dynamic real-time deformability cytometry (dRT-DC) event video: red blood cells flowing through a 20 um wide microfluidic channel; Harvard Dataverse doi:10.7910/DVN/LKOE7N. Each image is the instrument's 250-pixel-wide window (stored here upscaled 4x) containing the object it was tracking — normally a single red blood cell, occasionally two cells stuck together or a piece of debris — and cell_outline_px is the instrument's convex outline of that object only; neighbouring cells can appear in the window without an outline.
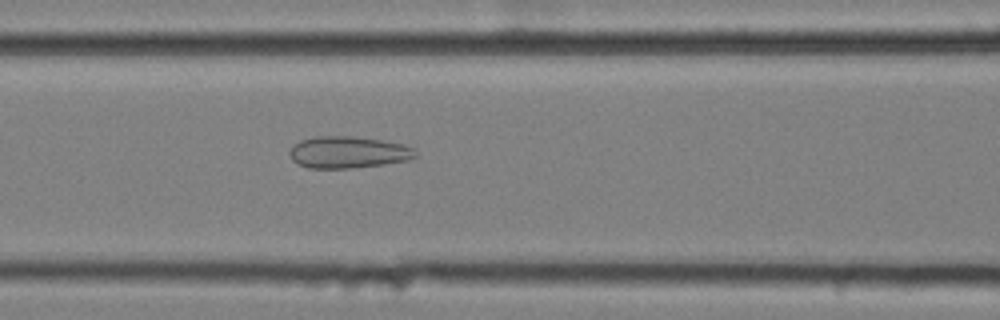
{"species": "common noctule bat (a hibernating species)", "species_latin": "Nyctalus noctula", "temperature_condition": "cold", "stored_images_in_passage": 17, "camera_frame_rate_fps": 3000, "um_per_image_px": 0.085, "animal": {"sex": "female", "body_mass_g": 25.1}, "frame": {"image": 1, "passage_image": 10, "time_ms": 3.0, "image_size_px": [1000, 320], "cell_outline_px": [[416, 156], [408, 160], [384, 164], [352, 168], [308, 168], [296, 164], [292, 160], [288, 152], [300, 140], [316, 136], [352, 136], [384, 140], [404, 144], [416, 148]], "centroid_in_image_um": [29.61, 12.94], "position_along_channel_um": 137.0, "area_um2": 23.52}}
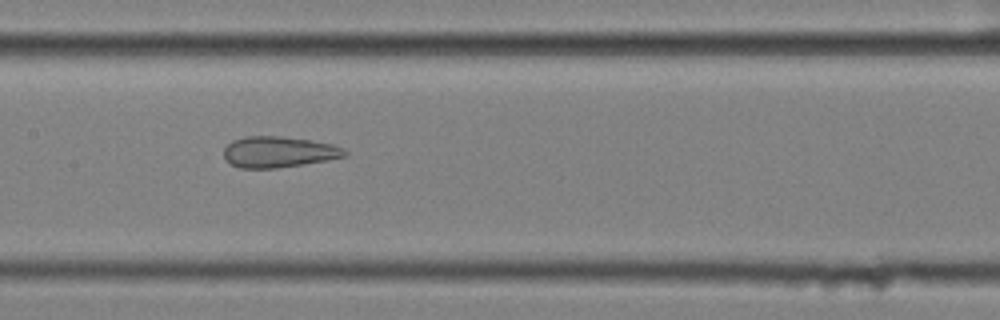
{"frame": {"image": 2, "passage_image": 14, "time_ms": 4.333, "image_size_px": [1000, 320], "cell_outline_px": [[348, 156], [328, 160], [304, 164], [276, 168], [240, 168], [224, 160], [224, 148], [232, 140], [244, 136], [280, 136], [312, 140], [332, 144], [344, 148], [348, 152]], "centroid_in_image_um": [23.7, 12.91], "position_along_channel_um": 183.7, "area_um2": 22.08}}
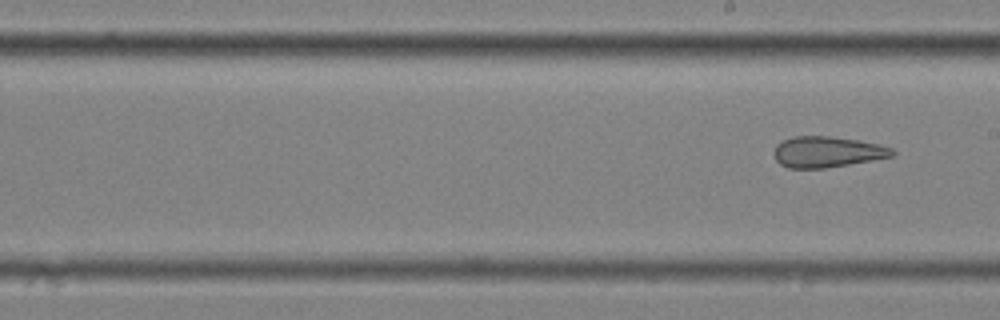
{"frame": {"image": 3, "passage_image": 17, "time_ms": 5.333, "image_size_px": [1000, 320], "cell_outline_px": [[896, 152], [892, 156], [872, 160], [824, 168], [788, 168], [780, 164], [776, 160], [772, 152], [776, 144], [792, 136], [828, 136], [860, 140], [880, 144], [892, 148]], "centroid_in_image_um": [70.28, 12.9], "position_along_channel_um": 218.7, "area_um2": 21.39}}